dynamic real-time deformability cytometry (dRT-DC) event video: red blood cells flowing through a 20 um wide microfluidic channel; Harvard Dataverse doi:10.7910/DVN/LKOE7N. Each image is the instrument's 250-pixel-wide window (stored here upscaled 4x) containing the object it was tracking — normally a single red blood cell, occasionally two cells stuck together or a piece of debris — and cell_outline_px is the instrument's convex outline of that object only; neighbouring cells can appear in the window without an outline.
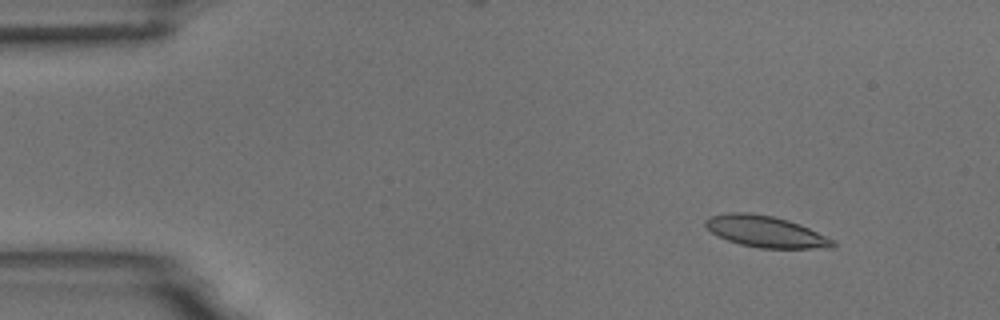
{"species": "common noctule bat (a hibernating species)", "species_latin": "Nyctalus noctula", "temperature_condition": "room temperature", "stored_images_in_passage": 5, "camera_frame_rate_fps": 3000, "um_per_image_px": 0.085, "animal": {"sex": "male", "body_mass_g": 18.8}, "frame": {"image": 1, "passage_image": 2, "time_ms": 1.0, "image_size_px": [1000, 320], "cell_outline_px": [[836, 244], [832, 248], [760, 248], [740, 244], [728, 240], [712, 232], [704, 224], [704, 220], [708, 216], [732, 212], [748, 212], [772, 216], [788, 220], [800, 224], [836, 240]], "centroid_in_image_um": [65.11, 19.68], "position_along_channel_um": 19.9, "area_um2": 23.29}}